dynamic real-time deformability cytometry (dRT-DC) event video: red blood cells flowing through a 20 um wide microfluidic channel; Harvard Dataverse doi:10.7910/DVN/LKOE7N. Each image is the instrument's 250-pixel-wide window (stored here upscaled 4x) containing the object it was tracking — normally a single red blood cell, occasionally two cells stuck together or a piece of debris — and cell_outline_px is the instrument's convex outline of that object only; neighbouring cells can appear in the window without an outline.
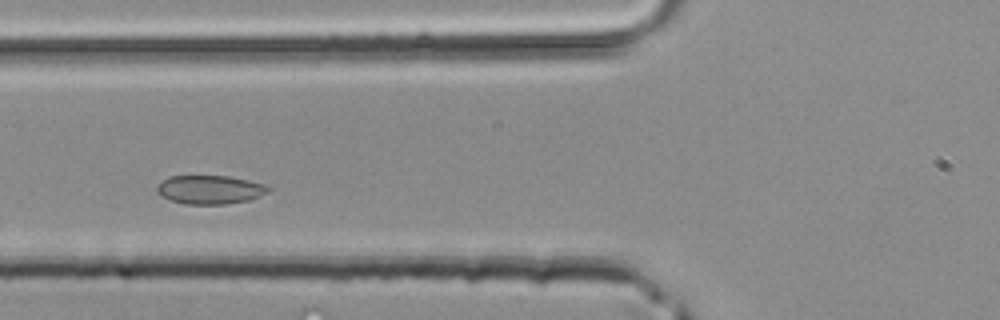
{"species": "common noctule bat (a hibernating species)", "species_latin": "Nyctalus noctula", "temperature_condition": "room temperature", "stored_images_in_passage": 33, "camera_frame_rate_fps": 3000, "um_per_image_px": 0.085, "animal": {"sex": "male", "body_mass_g": 20.4}, "frame": {"image": 1, "passage_image": 8, "time_ms": 2.333, "image_size_px": [1000, 320], "cell_outline_px": [[272, 188], [268, 192], [260, 196], [248, 200], [224, 204], [184, 204], [172, 200], [156, 192], [156, 188], [160, 180], [168, 176], [228, 176], [268, 184]], "centroid_in_image_um": [17.86, 16.11], "position_along_channel_um": 107.9, "area_um2": 18.73}}
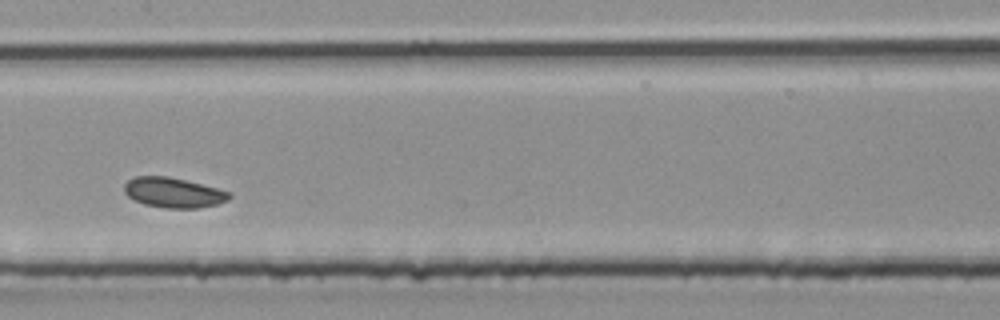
{"frame": {"image": 2, "passage_image": 13, "time_ms": 4.0, "image_size_px": [1000, 320], "cell_outline_px": [[232, 196], [228, 200], [216, 204], [200, 208], [164, 208], [144, 204], [128, 196], [124, 192], [124, 184], [128, 180], [136, 176], [168, 176], [232, 192]], "centroid_in_image_um": [14.74, 16.37], "position_along_channel_um": 192.7, "area_um2": 18.32}}
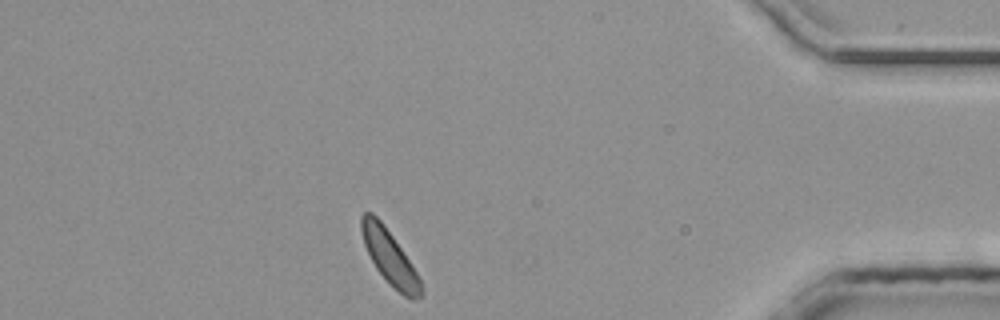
{"frame": {"image": 3, "passage_image": 28, "time_ms": 9.0, "image_size_px": [1000, 320], "cell_outline_px": [[424, 292], [416, 300], [412, 300], [404, 296], [376, 268], [364, 244], [360, 228], [360, 216], [364, 212], [372, 212], [380, 220], [392, 236], [416, 272], [420, 280]], "centroid_in_image_um": [33.1, 21.84], "position_along_channel_um": 402.1, "area_um2": 18.09}}